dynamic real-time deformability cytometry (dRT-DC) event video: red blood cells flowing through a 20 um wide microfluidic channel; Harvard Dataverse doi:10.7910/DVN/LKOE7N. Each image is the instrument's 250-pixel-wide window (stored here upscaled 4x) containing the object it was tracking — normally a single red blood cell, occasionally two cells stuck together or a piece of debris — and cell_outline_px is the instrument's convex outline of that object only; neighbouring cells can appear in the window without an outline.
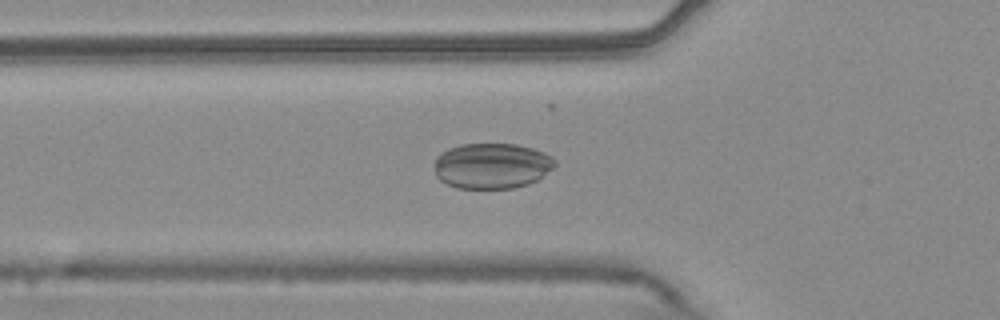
{"species": "common noctule bat (a hibernating species)", "species_latin": "Nyctalus noctula", "temperature_condition": "warm", "stored_images_in_passage": 46, "camera_frame_rate_fps": 3000, "um_per_image_px": 0.085, "animal": {"sex": "male", "body_mass_g": 20.4}, "frame": {"image": 1, "passage_image": 11, "time_ms": 3.333, "image_size_px": [1000, 320], "cell_outline_px": [[556, 164], [552, 168], [536, 180], [528, 184], [512, 188], [456, 188], [440, 180], [436, 176], [436, 156], [440, 152], [448, 148], [460, 144], [516, 144], [532, 148], [544, 152], [552, 156], [556, 160]], "centroid_in_image_um": [41.8, 14.08], "position_along_channel_um": 84.0, "area_um2": 32.02}}
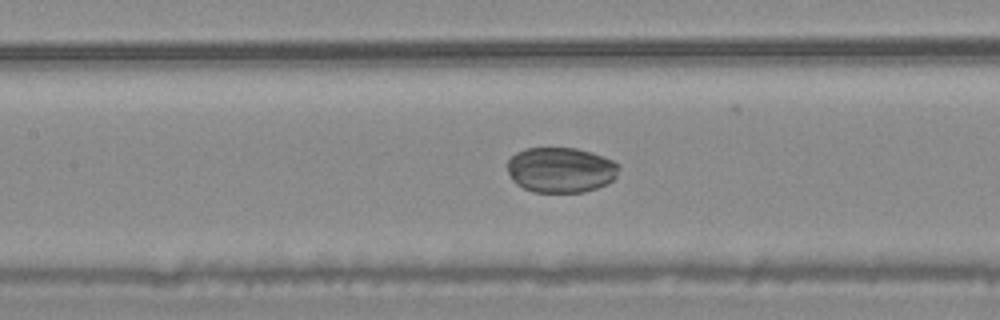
{"frame": {"image": 2, "passage_image": 17, "time_ms": 5.333, "image_size_px": [1000, 320], "cell_outline_px": [[620, 168], [616, 176], [608, 184], [584, 192], [532, 192], [516, 184], [512, 180], [508, 172], [508, 160], [516, 152], [524, 148], [576, 148], [592, 152], [604, 156], [620, 164]], "centroid_in_image_um": [47.68, 14.44], "position_along_channel_um": 159.7, "area_um2": 29.71}}
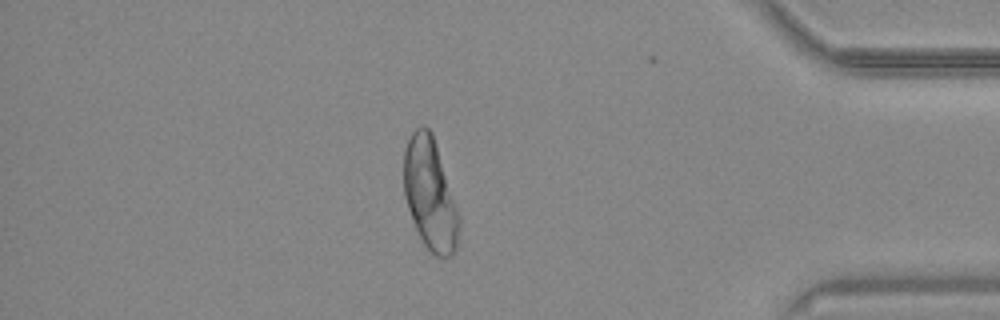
{"frame": {"image": 3, "passage_image": 39, "time_ms": 12.667, "image_size_px": [1000, 320], "cell_outline_px": [[460, 224], [456, 248], [452, 256], [436, 256], [424, 244], [412, 220], [404, 196], [404, 152], [408, 140], [412, 132], [420, 124], [424, 124], [432, 132], [460, 220]], "centroid_in_image_um": [36.54, 16.5], "position_along_channel_um": 398.7, "area_um2": 35.37}}